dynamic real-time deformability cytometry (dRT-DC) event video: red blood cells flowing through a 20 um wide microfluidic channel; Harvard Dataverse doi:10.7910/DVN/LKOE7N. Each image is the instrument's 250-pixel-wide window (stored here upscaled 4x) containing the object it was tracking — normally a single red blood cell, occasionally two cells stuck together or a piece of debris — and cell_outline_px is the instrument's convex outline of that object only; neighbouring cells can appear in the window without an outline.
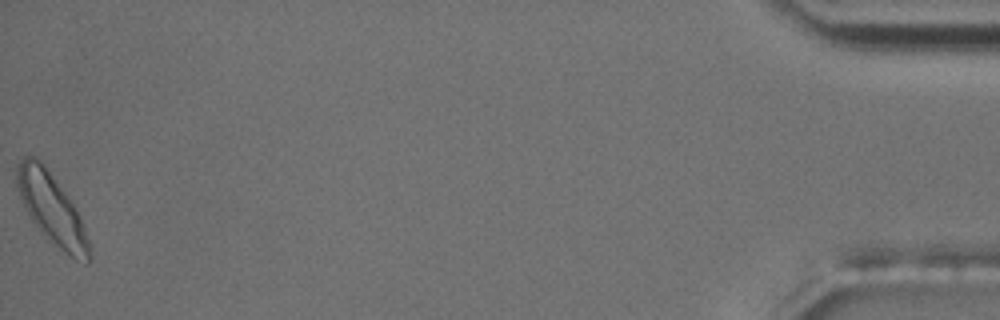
{"species": "common noctule bat (a hibernating species)", "species_latin": "Nyctalus noctula", "temperature_condition": "room temperature", "stored_images_in_passage": 58, "camera_frame_rate_fps": 3000, "um_per_image_px": 0.085, "animal": {"sex": "male", "body_mass_g": 17.5, "forearm_length_mm": 52.3}, "frame": {"image": 1, "passage_image": 58, "time_ms": 19.0, "image_size_px": [1000, 320], "cell_outline_px": [[92, 260], [88, 264], [84, 264], [76, 260], [64, 252], [44, 236], [32, 220], [20, 196], [16, 184], [16, 168], [20, 160], [24, 156], [36, 156], [40, 160], [64, 192], [72, 204], [84, 228], [88, 240], [92, 256]], "centroid_in_image_um": [4.39, 17.79], "position_along_channel_um": 430.8, "area_um2": 29.07}, "authors_computed_cell_mechanics": {"area_um2": 21.7039, "velocity_mm_per_s": 3.6417, "shape_relaxation_time_tau1_ms": 4.8418, "shape_relaxation_time_tau2_ms": 2.8567, "deformation_change_tau1": 0.1249, "deformation_change_tau2": 0.0684}}